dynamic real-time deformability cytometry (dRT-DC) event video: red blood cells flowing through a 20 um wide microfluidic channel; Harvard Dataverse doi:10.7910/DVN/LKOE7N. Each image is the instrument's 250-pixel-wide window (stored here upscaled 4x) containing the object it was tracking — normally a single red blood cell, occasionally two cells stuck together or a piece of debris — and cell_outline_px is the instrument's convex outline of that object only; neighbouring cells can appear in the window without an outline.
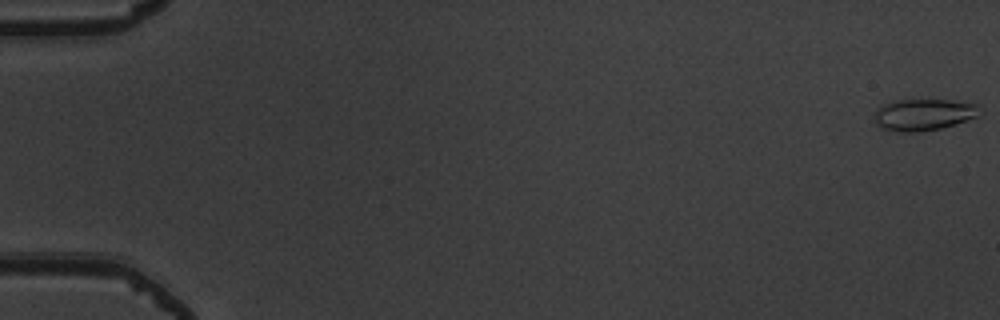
{"species": "common noctule bat (a hibernating species)", "species_latin": "Nyctalus noctula", "temperature_condition": "warm", "stored_images_in_passage": 53, "camera_frame_rate_fps": 3000, "um_per_image_px": 0.085, "animal": {"sex": "male", "body_mass_g": 19.5, "forearm_length_mm": 54.6}, "frame": {"image": 1, "passage_image": 1, "time_ms": 0.0, "image_size_px": [1000, 320], "cell_outline_px": [[984, 112], [976, 116], [956, 124], [940, 128], [920, 132], [896, 132], [880, 128], [872, 120], [876, 108], [880, 104], [892, 100], [912, 96], [948, 100], [980, 104]], "centroid_in_image_um": [78.45, 9.69], "position_along_channel_um": 6.6, "area_um2": 20.81}}
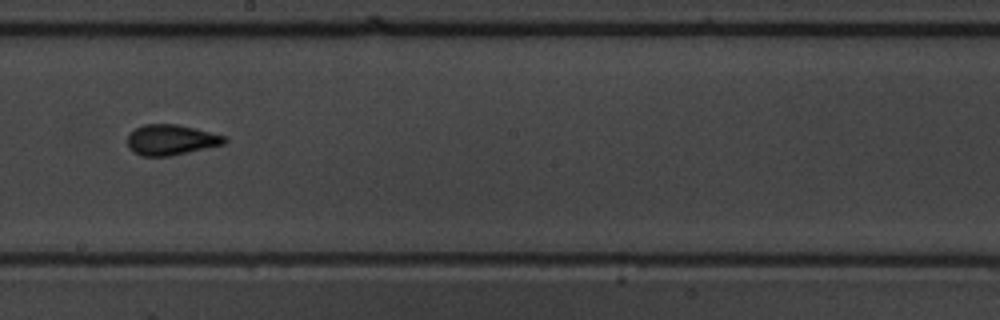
{"frame": {"image": 2, "passage_image": 31, "time_ms": 10.0, "image_size_px": [1000, 320], "cell_outline_px": [[228, 140], [224, 144], [188, 152], [168, 156], [140, 156], [132, 152], [128, 148], [128, 132], [144, 124], [176, 124], [196, 128], [228, 136]], "centroid_in_image_um": [14.54, 11.88], "position_along_channel_um": 233.7, "area_um2": 17.46}}
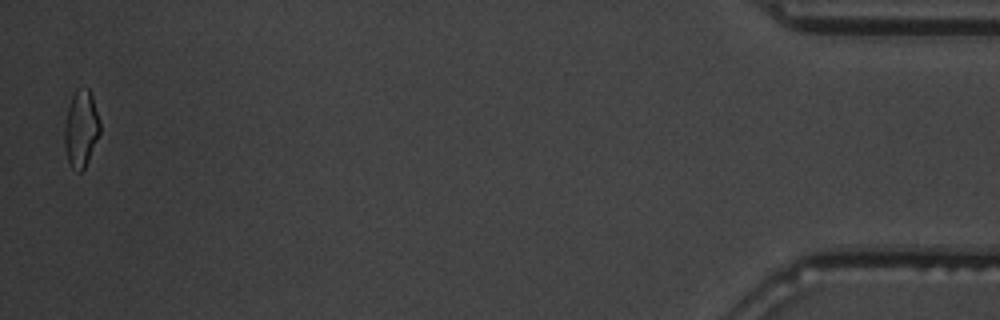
{"frame": {"image": 3, "passage_image": 52, "time_ms": 17.0, "image_size_px": [1000, 320], "cell_outline_px": [[100, 132], [88, 160], [84, 168], [80, 172], [72, 168], [68, 160], [64, 148], [64, 124], [68, 108], [72, 96], [76, 88], [88, 88], [92, 92], [100, 120]], "centroid_in_image_um": [6.89, 10.9], "position_along_channel_um": 428.3, "area_um2": 16.01}, "authors_computed_cell_mechanics": {"area_um2": 16.9932, "velocity_mm_per_s": 3.9815, "shape_relaxation_time_tau1_ms": 5.8479, "shape_relaxation_time_tau2_ms": 0.8593, "deformation_change_tau1": 0.152, "deformation_change_tau2": 0.0689}}